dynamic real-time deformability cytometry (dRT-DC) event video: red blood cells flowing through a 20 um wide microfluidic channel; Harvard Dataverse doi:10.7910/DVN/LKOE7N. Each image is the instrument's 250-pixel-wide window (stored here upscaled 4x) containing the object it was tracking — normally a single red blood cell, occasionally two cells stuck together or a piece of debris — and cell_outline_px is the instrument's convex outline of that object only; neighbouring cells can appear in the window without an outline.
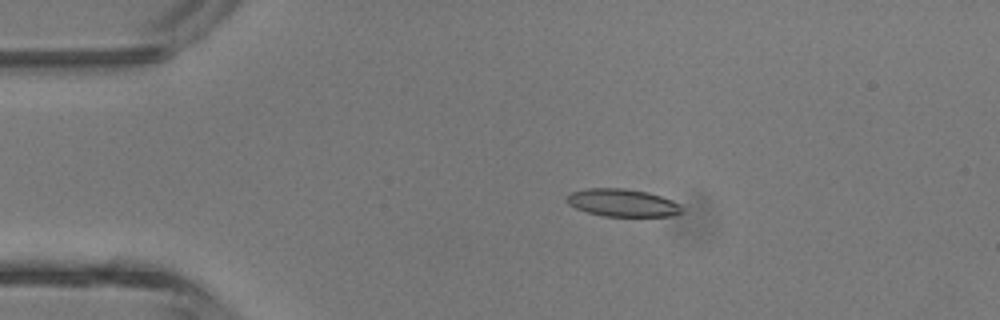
{"species": "common noctule bat (a hibernating species)", "species_latin": "Nyctalus noctula", "temperature_condition": "room temperature", "stored_images_in_passage": 2, "camera_frame_rate_fps": 3000, "um_per_image_px": 0.085, "animal": {"sex": "male", "body_mass_g": 13.3}, "frame": {"image": 1, "passage_image": 1, "time_ms": 0.0, "image_size_px": [1000, 320], "cell_outline_px": [[684, 212], [672, 216], [604, 216], [588, 212], [576, 208], [568, 204], [564, 200], [564, 196], [568, 192], [588, 188], [624, 188], [648, 192], [672, 200], [680, 204], [684, 208]], "centroid_in_image_um": [52.89, 17.23], "position_along_channel_um": 32.1, "area_um2": 18.84}}